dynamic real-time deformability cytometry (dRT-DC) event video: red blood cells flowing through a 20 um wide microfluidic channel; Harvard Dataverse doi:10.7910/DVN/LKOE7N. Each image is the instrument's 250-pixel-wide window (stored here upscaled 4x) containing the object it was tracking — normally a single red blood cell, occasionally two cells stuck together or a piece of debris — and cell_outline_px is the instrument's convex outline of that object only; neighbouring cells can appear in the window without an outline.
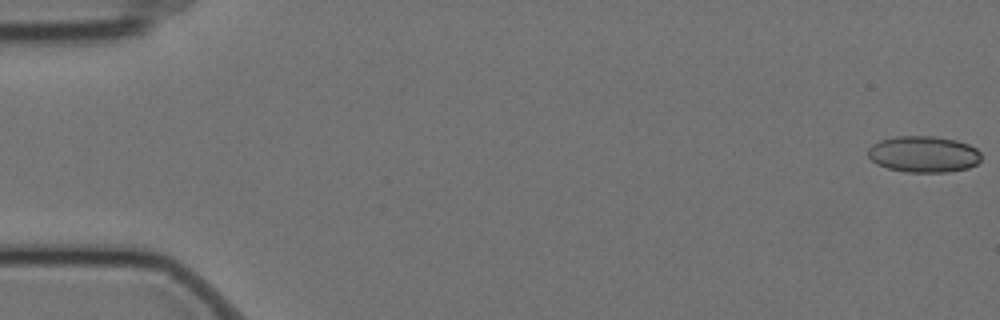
{"species": "Egyptian fruit bat (a non-hibernating species)", "species_latin": "Rousettus aegyptiacus", "temperature_condition": "cold", "stored_images_in_passage": 56, "camera_frame_rate_fps": 3000, "um_per_image_px": 0.085, "animal": {"sex": "female"}, "frame": {"image": 1, "passage_image": 1, "time_ms": 0.0, "image_size_px": [1000, 320], "cell_outline_px": [[980, 160], [976, 164], [968, 168], [948, 172], [908, 172], [888, 168], [876, 164], [868, 156], [868, 148], [872, 144], [880, 140], [896, 136], [932, 136], [956, 140], [968, 144], [976, 148], [980, 152]], "centroid_in_image_um": [78.49, 13.1], "position_along_channel_um": 6.5, "area_um2": 23.99}}
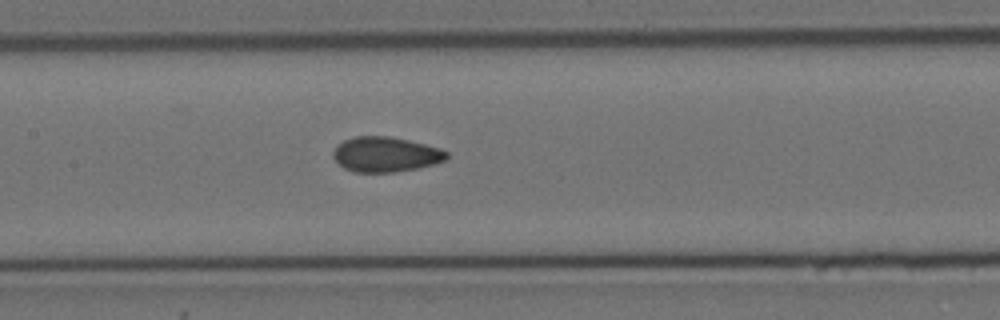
{"frame": {"image": 2, "passage_image": 28, "time_ms": 9.0, "image_size_px": [1000, 320], "cell_outline_px": [[448, 156], [444, 160], [436, 164], [396, 172], [352, 172], [344, 168], [332, 156], [332, 152], [336, 144], [344, 140], [356, 136], [388, 136], [408, 140], [440, 148], [448, 152]], "centroid_in_image_um": [32.75, 13.12], "position_along_channel_um": 174.6, "area_um2": 23.24}}
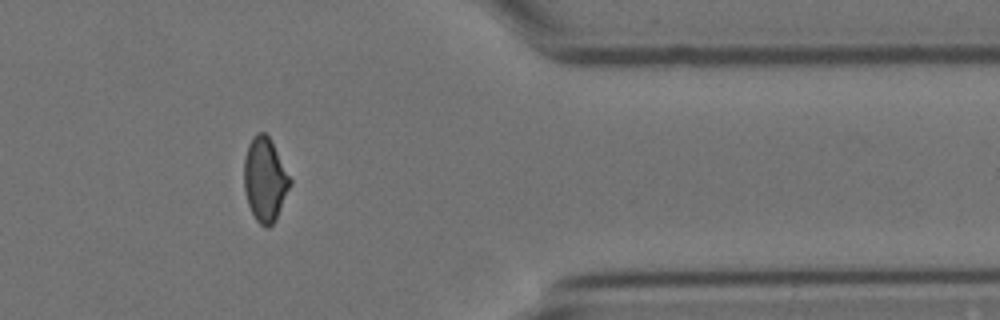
{"frame": {"image": 3, "passage_image": 48, "time_ms": 15.667, "image_size_px": [1000, 320], "cell_outline_px": [[292, 184], [276, 220], [268, 228], [264, 228], [256, 220], [248, 204], [244, 188], [244, 156], [248, 144], [252, 136], [256, 132], [264, 132], [268, 136], [292, 180]], "centroid_in_image_um": [22.52, 15.28], "position_along_channel_um": 388.9, "area_um2": 22.6}, "authors_computed_cell_mechanics": {"area_um2": 23.1778, "velocity_mm_per_s": 3.4991, "shape_relaxation_time_tau1_ms": 10.4171, "shape_relaxation_time_tau2_ms": 1.4421, "deformation_change_tau1": 0.1587, "deformation_change_tau2": 0.053}}